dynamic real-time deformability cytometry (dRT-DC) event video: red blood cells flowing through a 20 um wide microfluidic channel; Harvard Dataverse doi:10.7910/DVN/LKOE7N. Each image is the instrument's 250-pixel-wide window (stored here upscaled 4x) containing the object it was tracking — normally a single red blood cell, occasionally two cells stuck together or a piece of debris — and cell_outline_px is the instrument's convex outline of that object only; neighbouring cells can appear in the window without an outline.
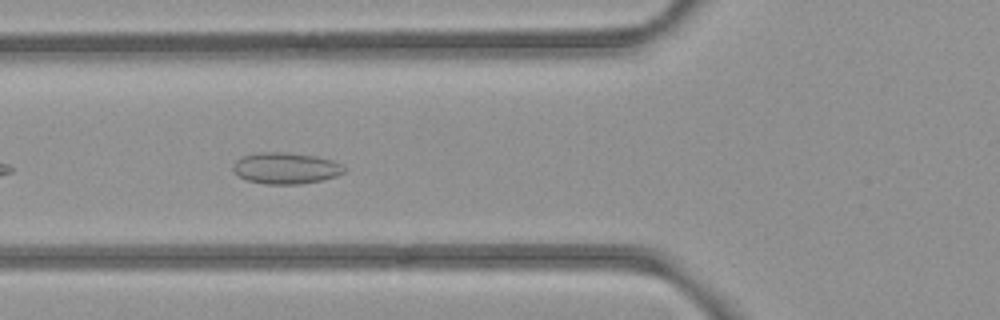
{"species": "common noctule bat (a hibernating species)", "species_latin": "Nyctalus noctula", "temperature_condition": "room temperature", "stored_images_in_passage": 9, "camera_frame_rate_fps": 3000, "um_per_image_px": 0.085, "animal": {"sex": "female", "body_mass_g": 21.9}, "frame": {"image": 1, "passage_image": 6, "time_ms": 1.667, "image_size_px": [1000, 320], "cell_outline_px": [[348, 168], [344, 172], [336, 176], [324, 180], [300, 184], [264, 184], [248, 180], [232, 172], [232, 164], [240, 156], [260, 152], [288, 152], [316, 156], [332, 160], [344, 164]], "centroid_in_image_um": [24.31, 14.29], "position_along_channel_um": 101.5, "area_um2": 20.69}}